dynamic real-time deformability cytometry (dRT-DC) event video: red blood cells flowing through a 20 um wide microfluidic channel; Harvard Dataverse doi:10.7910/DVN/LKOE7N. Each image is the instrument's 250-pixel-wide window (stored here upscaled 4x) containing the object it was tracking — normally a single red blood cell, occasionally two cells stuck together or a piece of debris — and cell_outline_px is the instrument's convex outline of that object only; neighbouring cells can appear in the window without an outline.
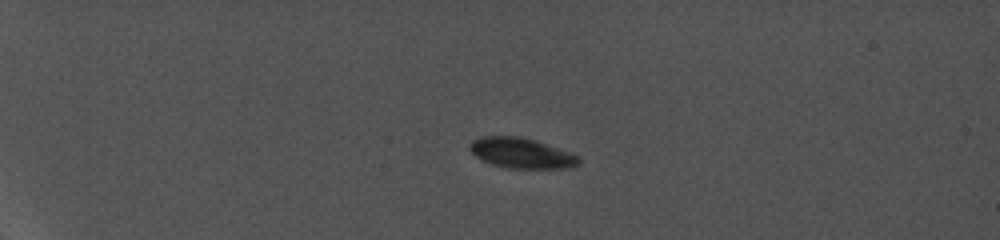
{"species": "common noctule bat (a hibernating species)", "species_latin": "Nyctalus noctula", "temperature_condition": "cold", "stored_images_in_passage": 52, "camera_frame_rate_fps": 5000, "um_per_image_px": 0.085, "animal": {"sex": "female", "body_mass_g": 19.0, "forearm_length_mm": 56.7}, "frame": {"image": 1, "passage_image": 1, "time_ms": 0.0, "image_size_px": [1000, 240], "cell_outline_px": [[580, 164], [572, 168], [504, 168], [480, 160], [468, 148], [468, 144], [472, 140], [480, 136], [520, 136], [536, 140], [568, 152], [576, 156], [580, 160]], "centroid_in_image_um": [44.27, 13.01], "position_along_channel_um": 40.7, "area_um2": 19.36}}
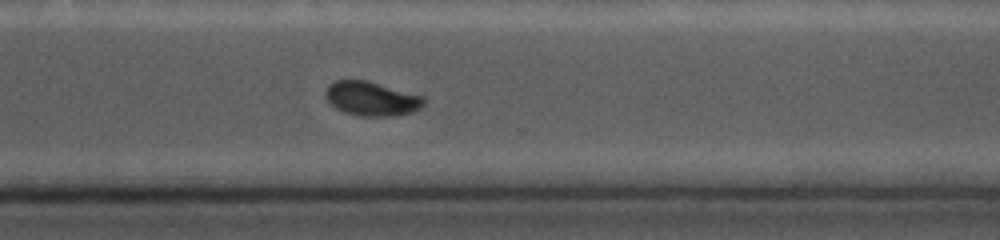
{"frame": {"image": 2, "passage_image": 48, "time_ms": 10.2, "image_size_px": [1000, 240], "cell_outline_px": [[424, 104], [420, 108], [412, 112], [392, 116], [364, 116], [344, 112], [336, 108], [328, 100], [324, 92], [328, 84], [332, 80], [368, 80], [424, 96]], "centroid_in_image_um": [31.58, 8.37], "position_along_channel_um": 339.0, "area_um2": 19.65}}
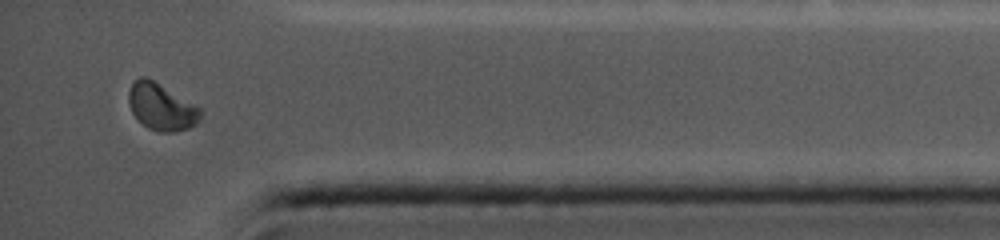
{"frame": {"image": 3, "passage_image": 52, "time_ms": 12.4, "image_size_px": [1000, 240], "cell_outline_px": [[200, 120], [196, 124], [188, 128], [172, 132], [160, 132], [148, 128], [132, 112], [128, 104], [128, 92], [132, 84], [140, 76], [148, 76], [200, 108]], "centroid_in_image_um": [13.69, 9.06], "position_along_channel_um": 421.5, "area_um2": 19.42}, "authors_computed_cell_mechanics": {"area_um2": 20.6924, "velocity_mm_per_s": 3.8062, "shape_relaxation_time_tau1_ms": 5.009, "shape_relaxation_time_tau2_ms": null, "deformation_change_tau1": 0.114, "deformation_change_tau2": null}}